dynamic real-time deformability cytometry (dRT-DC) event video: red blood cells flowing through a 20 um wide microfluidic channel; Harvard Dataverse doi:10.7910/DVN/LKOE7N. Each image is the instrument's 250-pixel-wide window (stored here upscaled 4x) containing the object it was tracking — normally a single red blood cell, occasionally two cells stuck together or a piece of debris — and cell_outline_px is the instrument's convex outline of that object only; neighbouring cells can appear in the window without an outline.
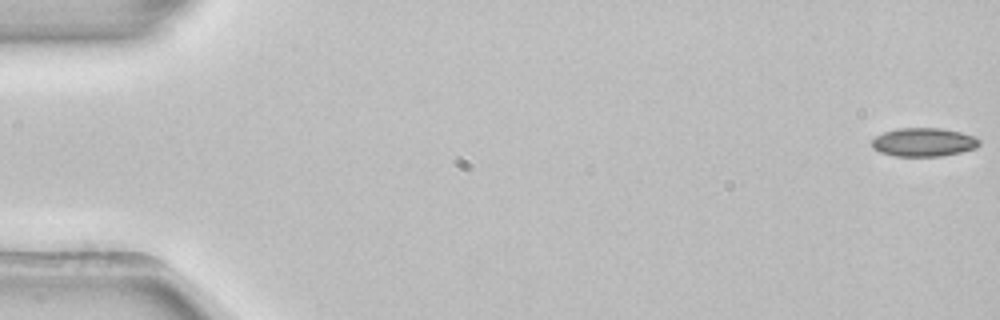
{"species": "common noctule bat (a hibernating species)", "species_latin": "Nyctalus noctula", "temperature_condition": "room temperature", "stored_images_in_passage": 53, "camera_frame_rate_fps": 3000, "um_per_image_px": 0.085, "animal": {"sex": "female", "body_mass_g": 22.7, "forearm_length_mm": 54.2}, "frame": {"image": 1, "passage_image": 1, "time_ms": 0.0, "image_size_px": [1000, 320], "cell_outline_px": [[980, 144], [976, 148], [960, 152], [940, 156], [892, 156], [880, 152], [872, 148], [872, 140], [876, 136], [884, 132], [900, 128], [940, 128], [960, 132], [972, 136], [980, 140]], "centroid_in_image_um": [78.49, 12.09], "position_along_channel_um": 6.5, "area_um2": 17.8}}
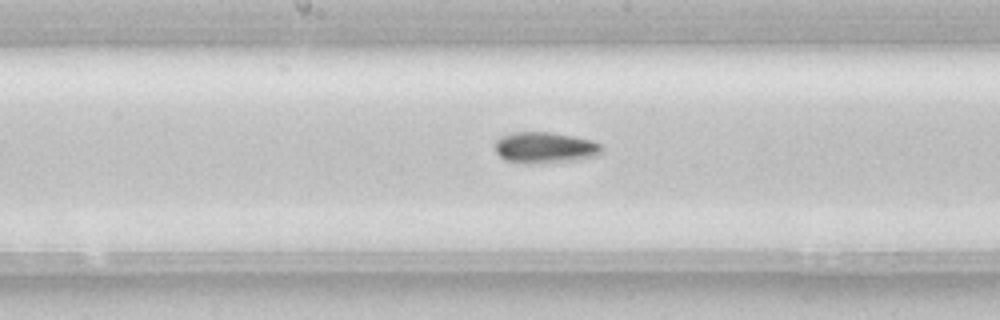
{"frame": {"image": 2, "passage_image": 28, "time_ms": 9.0, "image_size_px": [1000, 320], "cell_outline_px": [[604, 148], [600, 156], [576, 160], [540, 164], [524, 164], [504, 160], [496, 152], [496, 140], [500, 136], [512, 132], [552, 132], [592, 140], [600, 144]], "centroid_in_image_um": [46.34, 12.56], "position_along_channel_um": 201.9, "area_um2": 19.83}}
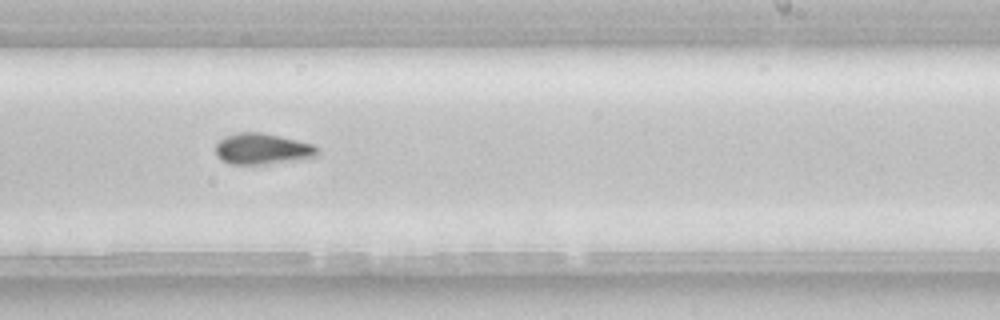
{"frame": {"image": 3, "passage_image": 33, "time_ms": 10.667, "image_size_px": [1000, 320], "cell_outline_px": [[320, 152], [316, 156], [264, 164], [228, 164], [220, 160], [216, 156], [216, 144], [224, 136], [236, 132], [260, 132], [280, 136], [316, 144], [320, 148]], "centroid_in_image_um": [22.29, 12.64], "position_along_channel_um": 266.7, "area_um2": 18.55}, "authors_computed_cell_mechanics": {"area_um2": 18.1492, "velocity_mm_per_s": 3.916, "shape_relaxation_time_tau1_ms": 11.394, "shape_relaxation_time_tau2_ms": null, "deformation_change_tau1": 0.1725, "deformation_change_tau2": null}}